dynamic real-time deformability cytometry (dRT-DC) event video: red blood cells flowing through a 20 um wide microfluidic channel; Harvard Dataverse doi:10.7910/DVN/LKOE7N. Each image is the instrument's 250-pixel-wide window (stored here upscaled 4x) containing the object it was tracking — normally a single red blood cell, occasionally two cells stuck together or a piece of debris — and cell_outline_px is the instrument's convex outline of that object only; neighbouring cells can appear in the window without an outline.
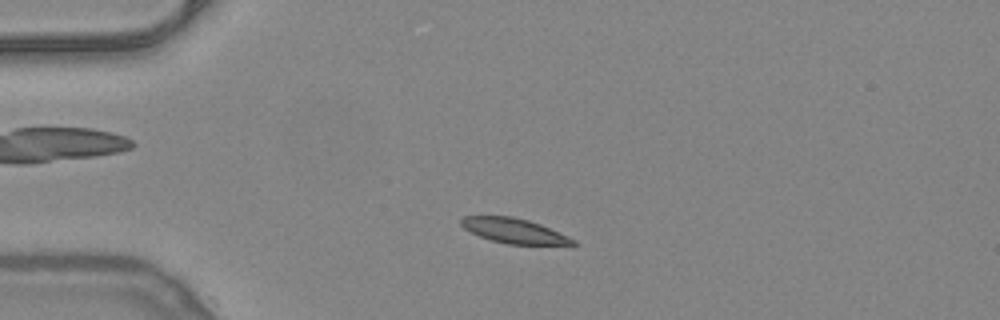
{"species": "common noctule bat (a hibernating species)", "species_latin": "Nyctalus noctula", "temperature_condition": "warm", "stored_images_in_passage": 47, "camera_frame_rate_fps": 3000, "um_per_image_px": 0.085, "animal": {"sex": "female", "body_mass_g": 24.6, "forearm_length_mm": 56.2}, "frame": {"image": 1, "passage_image": 8, "time_ms": 2.333, "image_size_px": [1000, 320], "cell_outline_px": [[576, 244], [572, 248], [508, 244], [492, 240], [480, 236], [464, 228], [460, 224], [460, 220], [464, 216], [512, 216], [528, 220], [540, 224], [568, 236], [576, 240]], "centroid_in_image_um": [43.86, 19.67], "position_along_channel_um": 41.1, "area_um2": 16.88}}
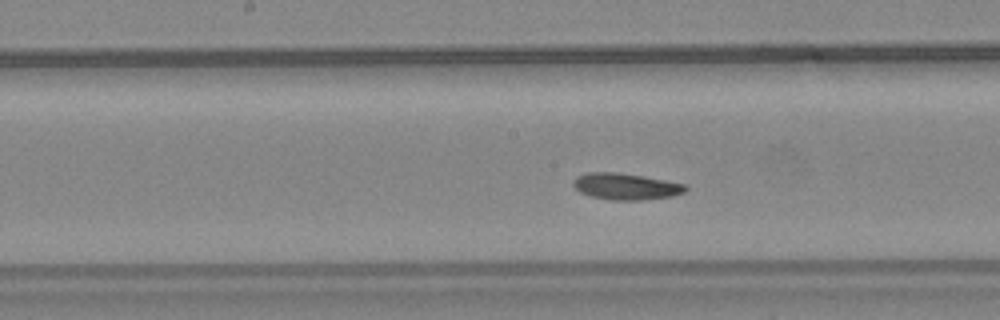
{"frame": {"image": 2, "passage_image": 22, "time_ms": 7.0, "image_size_px": [1000, 320], "cell_outline_px": [[688, 188], [684, 192], [672, 196], [640, 200], [612, 200], [592, 196], [580, 192], [572, 184], [572, 180], [576, 176], [588, 172], [616, 172], [644, 176], [684, 184]], "centroid_in_image_um": [53.16, 15.84], "position_along_channel_um": 195.0, "area_um2": 17.22}}
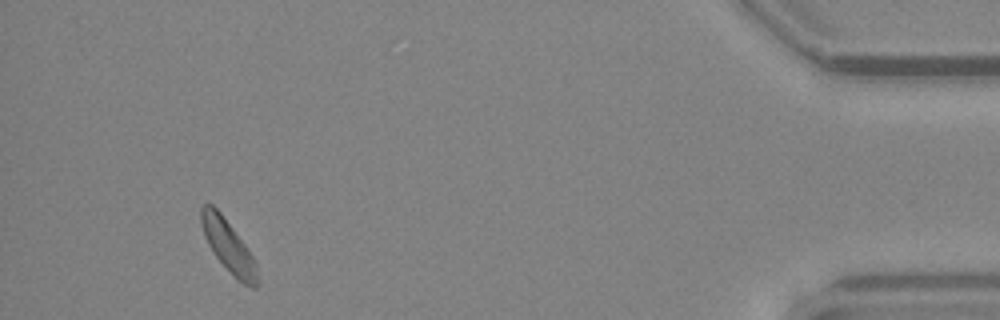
{"frame": {"image": 3, "passage_image": 44, "time_ms": 14.333, "image_size_px": [1000, 320], "cell_outline_px": [[260, 280], [256, 288], [252, 288], [244, 284], [212, 252], [204, 236], [200, 224], [200, 208], [204, 204], [212, 204], [220, 212], [244, 244], [252, 256], [256, 264]], "centroid_in_image_um": [19.4, 20.9], "position_along_channel_um": 415.8, "area_um2": 16.65}, "authors_computed_cell_mechanics": {"area_um2": 16.9354, "velocity_mm_per_s": 3.9528, "shape_relaxation_time_tau1_ms": 3.2157, "shape_relaxation_time_tau2_ms": null, "deformation_change_tau1": 0.0869, "deformation_change_tau2": null}}